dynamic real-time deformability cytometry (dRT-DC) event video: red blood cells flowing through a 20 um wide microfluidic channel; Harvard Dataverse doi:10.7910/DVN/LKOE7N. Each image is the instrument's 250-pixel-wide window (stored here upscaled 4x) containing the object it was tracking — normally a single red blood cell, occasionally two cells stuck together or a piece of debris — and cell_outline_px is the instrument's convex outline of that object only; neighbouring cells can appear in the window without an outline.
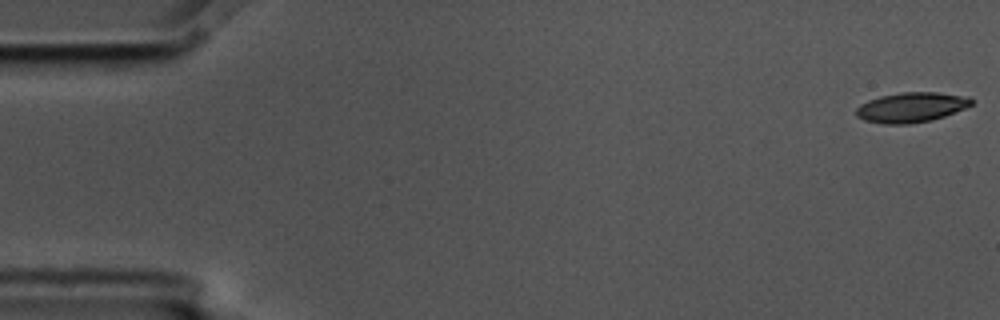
{"species": "common noctule bat (a hibernating species)", "species_latin": "Nyctalus noctula", "temperature_condition": "cold", "stored_images_in_passage": 7, "camera_frame_rate_fps": 3000, "um_per_image_px": 0.085, "animal": {"sex": "male", "body_mass_g": 17.5, "forearm_length_mm": 52.3}, "frame": {"image": 1, "passage_image": 1, "time_ms": 0.0, "image_size_px": [1000, 320], "cell_outline_px": [[972, 104], [964, 108], [944, 116], [932, 120], [908, 124], [884, 124], [864, 120], [856, 116], [856, 108], [860, 104], [868, 100], [880, 96], [900, 92], [936, 92], [968, 96], [972, 100]], "centroid_in_image_um": [77.43, 9.12], "position_along_channel_um": 7.6, "area_um2": 20.11}}
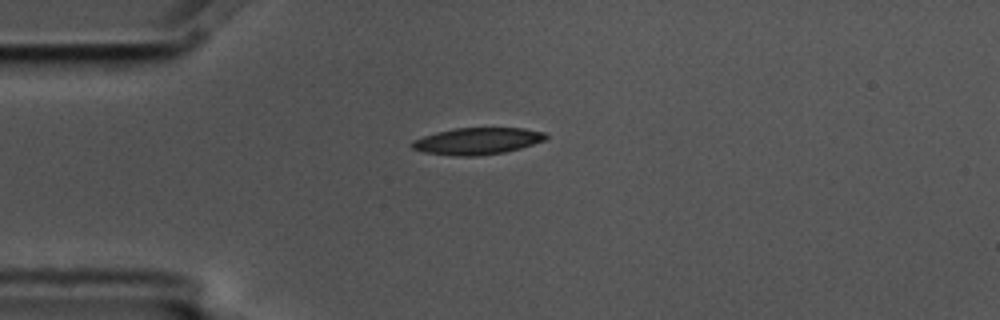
{"frame": {"image": 2, "passage_image": 5, "time_ms": 1.333, "image_size_px": [1000, 320], "cell_outline_px": [[548, 136], [544, 140], [520, 148], [504, 152], [476, 156], [456, 156], [424, 152], [412, 148], [412, 140], [436, 132], [456, 128], [524, 128], [544, 132]], "centroid_in_image_um": [40.56, 11.99], "position_along_channel_um": 44.4, "area_um2": 20.69}}
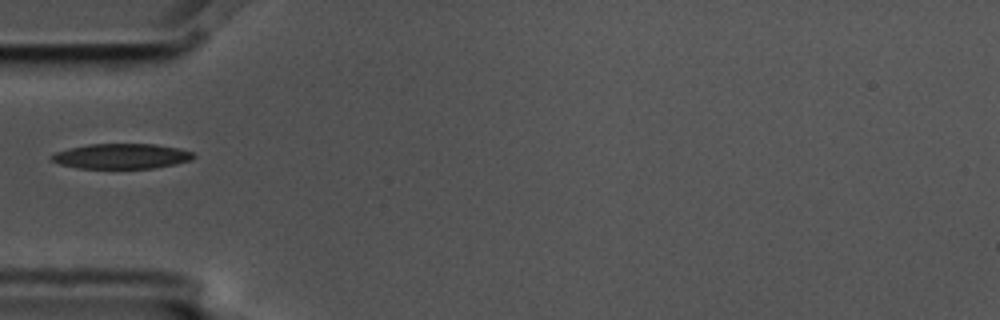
{"frame": {"image": 3, "passage_image": 6, "time_ms": 1.667, "image_size_px": [1000, 320], "cell_outline_px": [[196, 156], [192, 160], [176, 164], [156, 168], [76, 168], [60, 164], [48, 160], [48, 156], [56, 152], [68, 148], [88, 144], [156, 144], [180, 148], [192, 152]], "centroid_in_image_um": [10.31, 13.27], "position_along_channel_um": 74.7, "area_um2": 21.1}}